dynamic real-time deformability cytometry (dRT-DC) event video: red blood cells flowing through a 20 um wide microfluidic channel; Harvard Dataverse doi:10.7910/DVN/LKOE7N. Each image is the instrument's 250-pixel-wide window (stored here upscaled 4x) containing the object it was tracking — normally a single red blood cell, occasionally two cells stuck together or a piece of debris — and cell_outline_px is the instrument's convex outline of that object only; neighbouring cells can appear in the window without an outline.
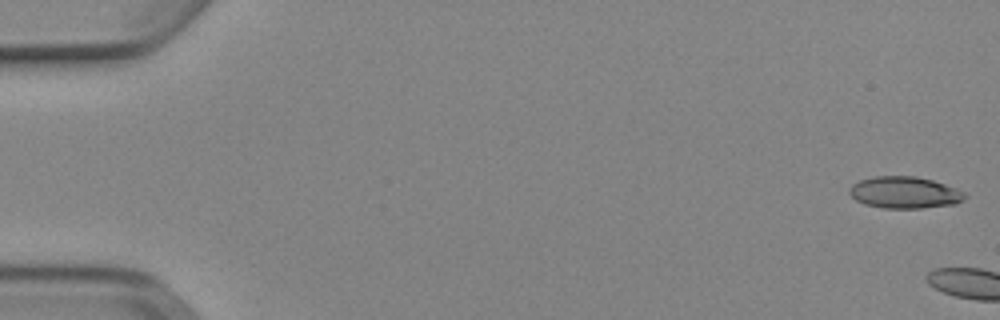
{"species": "Egyptian fruit bat (a non-hibernating species)", "species_latin": "Rousettus aegyptiacus", "temperature_condition": "cold", "stored_images_in_passage": 4, "camera_frame_rate_fps": 3000, "um_per_image_px": 0.085, "animal": {"sex": "female"}, "frame": {"image": 1, "passage_image": 1, "time_ms": 0.0, "image_size_px": [1000, 320], "cell_outline_px": [[968, 196], [964, 200], [956, 204], [920, 208], [884, 208], [864, 204], [856, 200], [848, 192], [848, 188], [852, 184], [860, 180], [876, 176], [916, 176], [932, 180], [956, 188], [964, 192]], "centroid_in_image_um": [76.9, 16.36], "position_along_channel_um": 8.1, "area_um2": 21.44}}